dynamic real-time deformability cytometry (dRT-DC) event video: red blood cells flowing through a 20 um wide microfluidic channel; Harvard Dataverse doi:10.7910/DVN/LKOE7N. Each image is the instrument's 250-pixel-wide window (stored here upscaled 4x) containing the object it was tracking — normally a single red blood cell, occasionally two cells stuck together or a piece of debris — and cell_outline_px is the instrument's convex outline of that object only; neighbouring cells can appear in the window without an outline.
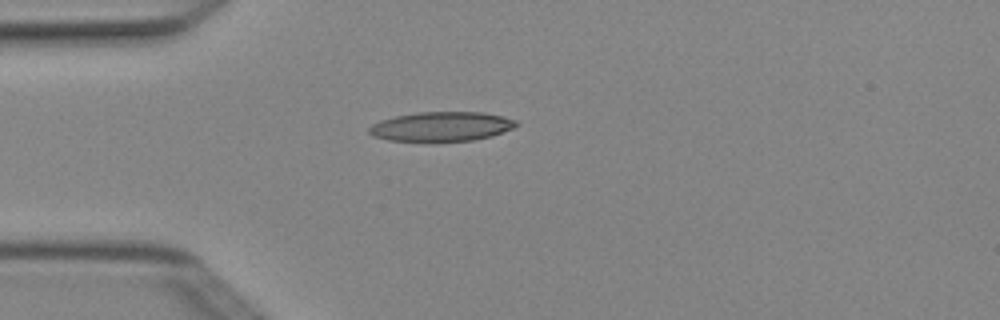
{"species": "Egyptian fruit bat (a non-hibernating species)", "species_latin": "Rousettus aegyptiacus", "temperature_condition": "cold", "stored_images_in_passage": 1, "camera_frame_rate_fps": 3000, "um_per_image_px": 0.085, "animal": {"sex": "female"}, "frame": {"image": 1, "passage_image": 1, "time_ms": 0.0, "image_size_px": [1000, 320], "cell_outline_px": [[516, 124], [512, 128], [492, 136], [472, 140], [388, 140], [372, 136], [368, 132], [368, 128], [372, 124], [380, 120], [396, 116], [416, 112], [484, 112], [504, 116], [516, 120]], "centroid_in_image_um": [37.5, 10.73], "position_along_channel_um": 47.5, "area_um2": 24.91}}